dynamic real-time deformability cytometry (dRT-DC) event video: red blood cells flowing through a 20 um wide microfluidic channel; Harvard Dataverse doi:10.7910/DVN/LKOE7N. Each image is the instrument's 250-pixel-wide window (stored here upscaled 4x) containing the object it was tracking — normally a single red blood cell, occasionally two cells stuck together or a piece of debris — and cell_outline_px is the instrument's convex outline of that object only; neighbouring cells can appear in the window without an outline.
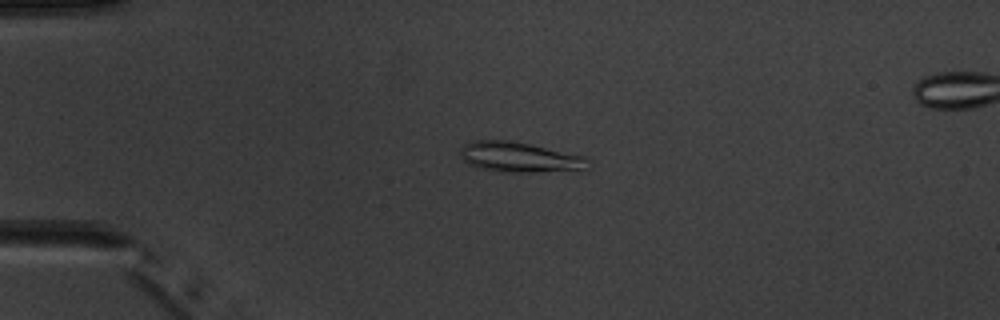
{"species": "common noctule bat (a hibernating species)", "species_latin": "Nyctalus noctula", "temperature_condition": "warm", "stored_images_in_passage": 6, "camera_frame_rate_fps": 3000, "um_per_image_px": 0.085, "animal": {"sex": "male", "body_mass_g": 20.1, "forearm_length_mm": 53.5}, "frame": {"image": 1, "passage_image": 4, "time_ms": 3.667, "image_size_px": [1000, 320], "cell_outline_px": [[588, 160], [580, 168], [532, 172], [496, 172], [476, 168], [468, 164], [460, 156], [460, 148], [464, 144], [476, 140], [512, 140], [584, 156]], "centroid_in_image_um": [43.98, 13.34], "position_along_channel_um": 41.0, "area_um2": 22.08}}